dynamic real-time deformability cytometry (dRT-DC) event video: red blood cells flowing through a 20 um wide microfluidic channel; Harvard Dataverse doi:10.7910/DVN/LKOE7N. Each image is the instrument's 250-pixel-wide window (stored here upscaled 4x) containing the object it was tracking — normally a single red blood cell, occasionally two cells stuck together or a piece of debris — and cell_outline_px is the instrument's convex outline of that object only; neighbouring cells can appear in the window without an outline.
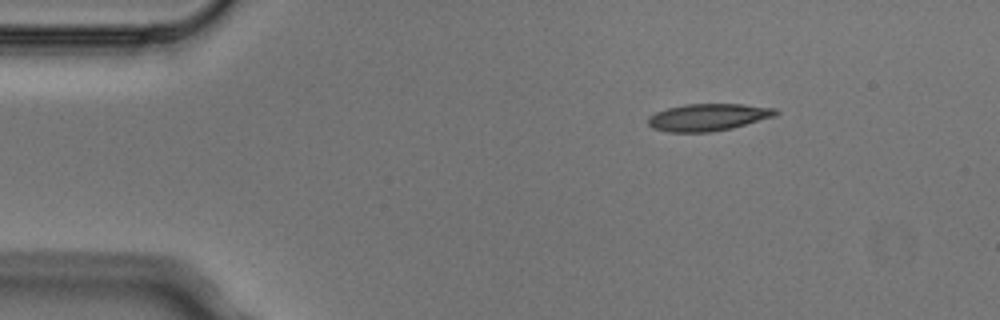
{"species": "Egyptian fruit bat (a non-hibernating species)", "species_latin": "Rousettus aegyptiacus", "temperature_condition": "cold", "stored_images_in_passage": 5, "segment_of_instrument_passage": [2, 2], "camera_frame_rate_fps": 3000, "um_per_image_px": 0.085, "animal": {"sex": "male"}, "frame": {"image": 1, "passage_image": 5, "time_ms": 1.333, "image_size_px": [1000, 320], "cell_outline_px": [[780, 112], [776, 116], [732, 128], [708, 132], [668, 132], [652, 128], [648, 124], [648, 116], [656, 112], [668, 108], [684, 104], [744, 104], [776, 108]], "centroid_in_image_um": [60.2, 9.96], "position_along_channel_um": 24.8, "area_um2": 20.29}}